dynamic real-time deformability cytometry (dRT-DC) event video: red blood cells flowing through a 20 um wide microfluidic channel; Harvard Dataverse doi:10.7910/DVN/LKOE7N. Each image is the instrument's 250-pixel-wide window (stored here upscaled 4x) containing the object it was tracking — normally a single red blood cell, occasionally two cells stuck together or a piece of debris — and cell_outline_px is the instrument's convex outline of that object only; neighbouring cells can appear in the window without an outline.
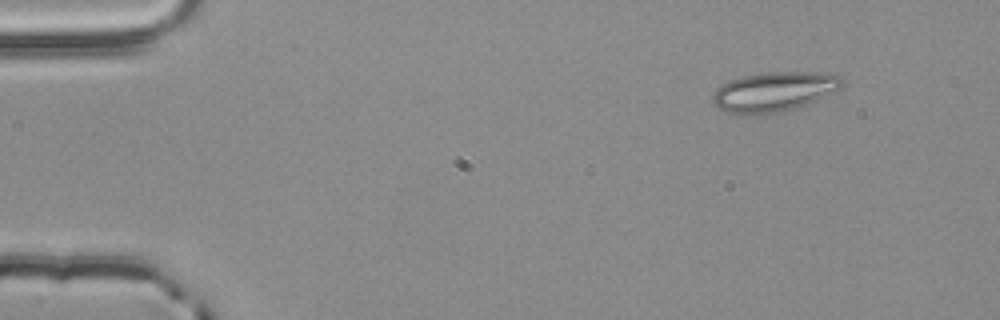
{"species": "common noctule bat (a hibernating species)", "species_latin": "Nyctalus noctula", "temperature_condition": "room temperature", "stored_images_in_passage": 2, "camera_frame_rate_fps": 3000, "um_per_image_px": 0.085, "animal": {"sex": "male", "body_mass_g": 20.4}, "frame": {"image": 1, "passage_image": 1, "time_ms": 0.0, "image_size_px": [1000, 320], "cell_outline_px": [[844, 84], [840, 88], [800, 108], [776, 112], [744, 116], [740, 116], [724, 112], [712, 100], [712, 96], [716, 88], [720, 84], [728, 80], [740, 76], [764, 72], [832, 72], [840, 76], [844, 80]], "centroid_in_image_um": [65.78, 7.79], "position_along_channel_um": 19.2, "area_um2": 30.58}}